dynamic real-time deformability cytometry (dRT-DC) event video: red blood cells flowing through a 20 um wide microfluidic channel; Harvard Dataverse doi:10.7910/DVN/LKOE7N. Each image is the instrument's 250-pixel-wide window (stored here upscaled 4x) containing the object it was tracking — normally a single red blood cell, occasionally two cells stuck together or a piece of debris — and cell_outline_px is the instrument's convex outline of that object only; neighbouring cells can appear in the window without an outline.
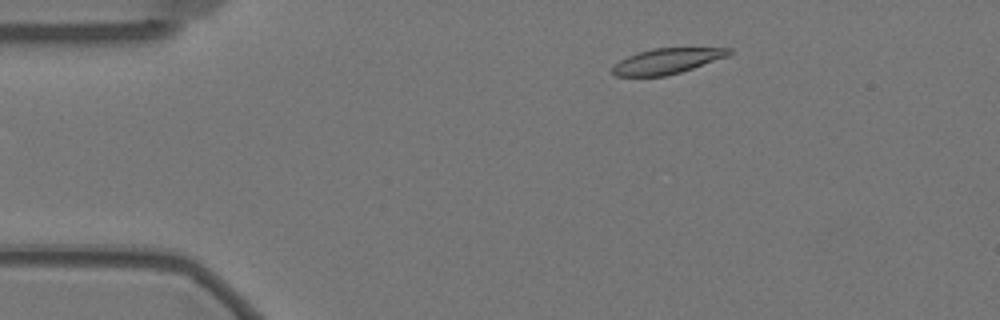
{"species": "Egyptian fruit bat (a non-hibernating species)", "species_latin": "Rousettus aegyptiacus", "temperature_condition": "warm", "stored_images_in_passage": 56, "camera_frame_rate_fps": 3000, "um_per_image_px": 0.085, "animal": {"sex": "female"}, "frame": {"image": 1, "passage_image": 7, "time_ms": 2.0, "image_size_px": [1000, 320], "cell_outline_px": [[732, 52], [728, 56], [680, 72], [664, 76], [616, 76], [612, 72], [612, 68], [620, 60], [628, 56], [652, 48], [732, 48]], "centroid_in_image_um": [56.7, 5.19], "position_along_channel_um": 28.3, "area_um2": 16.99}}
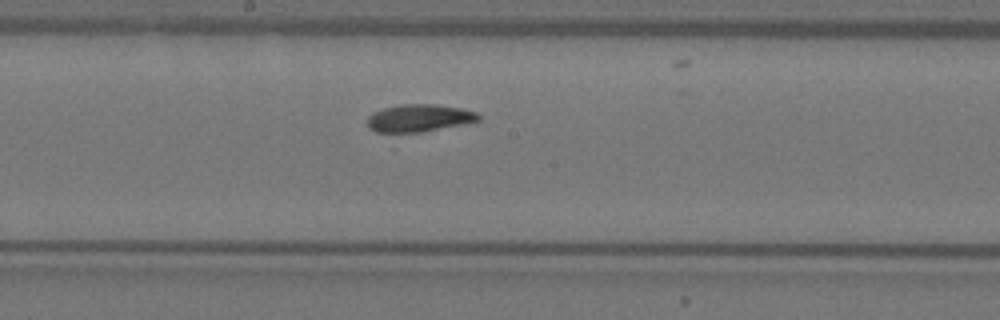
{"frame": {"image": 2, "passage_image": 28, "time_ms": 9.0, "image_size_px": [1000, 320], "cell_outline_px": [[480, 120], [464, 124], [420, 132], [376, 132], [368, 128], [368, 116], [372, 112], [384, 108], [400, 104], [436, 104], [460, 108], [476, 112], [480, 116]], "centroid_in_image_um": [35.61, 10.03], "position_along_channel_um": 212.6, "area_um2": 17.74}}
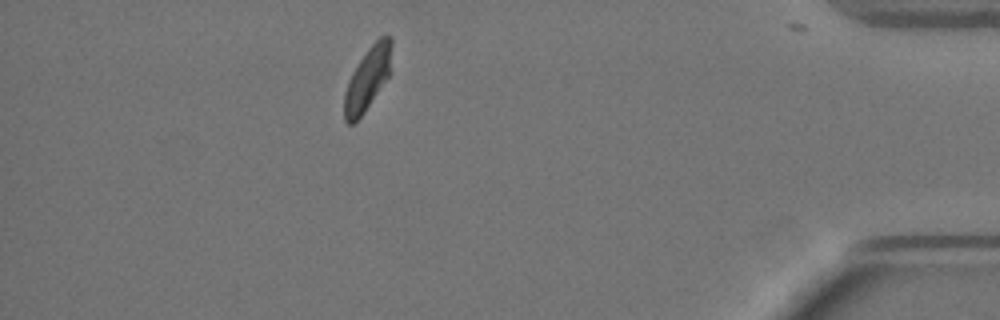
{"frame": {"image": 3, "passage_image": 49, "time_ms": 16.0, "image_size_px": [1000, 320], "cell_outline_px": [[392, 44], [388, 76], [364, 112], [352, 124], [348, 124], [344, 120], [344, 92], [348, 80], [352, 72], [368, 48], [380, 36], [392, 36]], "centroid_in_image_um": [31.21, 6.68], "position_along_channel_um": 404.0, "area_um2": 16.99}, "authors_computed_cell_mechanics": {"area_um2": 18.1781, "velocity_mm_per_s": 3.426, "shape_relaxation_time_tau1_ms": 5.9707, "shape_relaxation_time_tau2_ms": 8.3384, "deformation_change_tau1": 0.1686, "deformation_change_tau2": 0.1174}}